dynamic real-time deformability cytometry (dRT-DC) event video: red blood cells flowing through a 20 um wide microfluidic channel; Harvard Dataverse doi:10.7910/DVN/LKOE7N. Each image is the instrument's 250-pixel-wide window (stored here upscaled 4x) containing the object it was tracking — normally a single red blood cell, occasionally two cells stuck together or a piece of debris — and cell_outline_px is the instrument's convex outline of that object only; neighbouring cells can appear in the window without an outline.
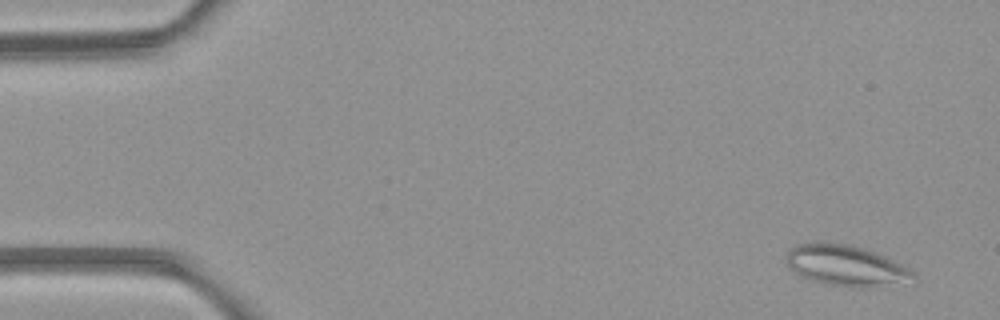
{"species": "common noctule bat (a hibernating species)", "species_latin": "Nyctalus noctula", "temperature_condition": "room temperature", "stored_images_in_passage": 5, "camera_frame_rate_fps": 3000, "um_per_image_px": 0.085, "animal": {"sex": "female", "body_mass_g": 21.9}, "frame": {"image": 1, "passage_image": 1, "time_ms": 0.0, "image_size_px": [1000, 320], "cell_outline_px": [[916, 280], [868, 288], [848, 288], [828, 284], [812, 280], [800, 276], [788, 268], [784, 256], [796, 244], [812, 240], [848, 244], [884, 256], [908, 268], [916, 276]], "centroid_in_image_um": [71.83, 22.57], "position_along_channel_um": 13.2, "area_um2": 30.52}}